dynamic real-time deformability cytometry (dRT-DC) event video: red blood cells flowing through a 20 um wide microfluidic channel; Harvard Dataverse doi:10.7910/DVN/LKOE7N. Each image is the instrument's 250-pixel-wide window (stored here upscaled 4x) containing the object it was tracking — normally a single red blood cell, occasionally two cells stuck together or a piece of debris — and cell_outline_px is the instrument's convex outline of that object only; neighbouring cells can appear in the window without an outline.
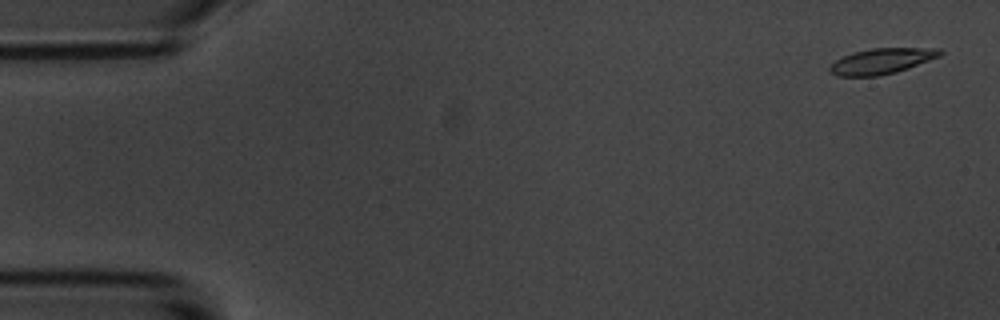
{"species": "common noctule bat (a hibernating species)", "species_latin": "Nyctalus noctula", "temperature_condition": "room temperature", "stored_images_in_passage": 56, "camera_frame_rate_fps": 3000, "um_per_image_px": 0.085, "animal": {"sex": "male", "body_mass_g": 20.1, "forearm_length_mm": 53.5}, "frame": {"image": 1, "passage_image": 2, "time_ms": 0.333, "image_size_px": [1000, 320], "cell_outline_px": [[944, 52], [940, 56], [908, 68], [896, 72], [876, 76], [836, 76], [828, 72], [828, 68], [836, 60], [852, 52], [872, 48], [940, 48]], "centroid_in_image_um": [74.93, 5.19], "position_along_channel_um": 10.1, "area_um2": 16.47}}
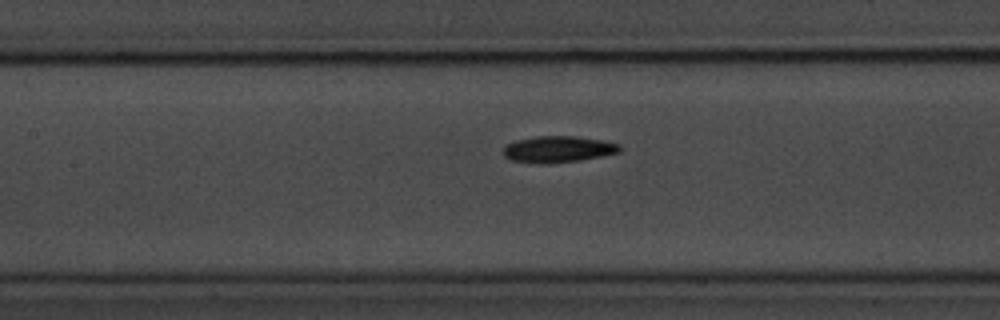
{"frame": {"image": 2, "passage_image": 25, "time_ms": 8.0, "image_size_px": [1000, 320], "cell_outline_px": [[620, 152], [580, 160], [548, 164], [512, 160], [504, 156], [504, 144], [516, 140], [536, 136], [576, 136], [604, 140], [620, 144]], "centroid_in_image_um": [47.44, 12.67], "position_along_channel_um": 160.0, "area_um2": 17.92}}
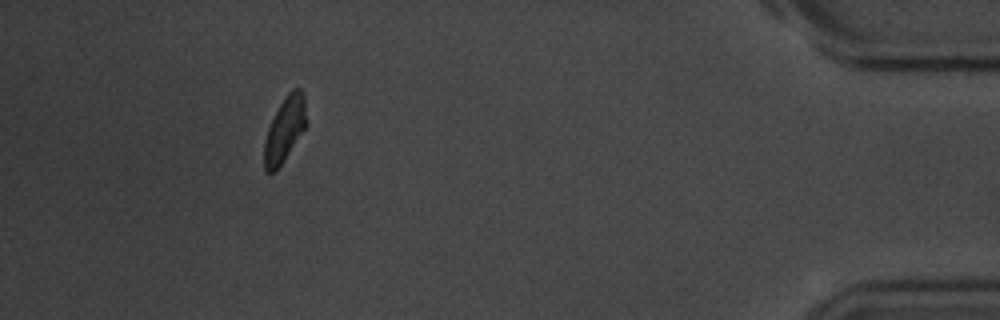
{"frame": {"image": 3, "passage_image": 51, "time_ms": 16.667, "image_size_px": [1000, 320], "cell_outline_px": [[308, 124], [276, 172], [264, 172], [264, 140], [268, 128], [280, 104], [288, 92], [292, 88], [300, 88], [304, 92]], "centroid_in_image_um": [24.22, 11.0], "position_along_channel_um": 411.0, "area_um2": 16.13}, "authors_computed_cell_mechanics": {"area_um2": 17.0221, "velocity_mm_per_s": 3.5875, "shape_relaxation_time_tau1_ms": 2.1118, "shape_relaxation_time_tau2_ms": 5.8989, "deformation_change_tau1": 0.144, "deformation_change_tau2": 0.126}}